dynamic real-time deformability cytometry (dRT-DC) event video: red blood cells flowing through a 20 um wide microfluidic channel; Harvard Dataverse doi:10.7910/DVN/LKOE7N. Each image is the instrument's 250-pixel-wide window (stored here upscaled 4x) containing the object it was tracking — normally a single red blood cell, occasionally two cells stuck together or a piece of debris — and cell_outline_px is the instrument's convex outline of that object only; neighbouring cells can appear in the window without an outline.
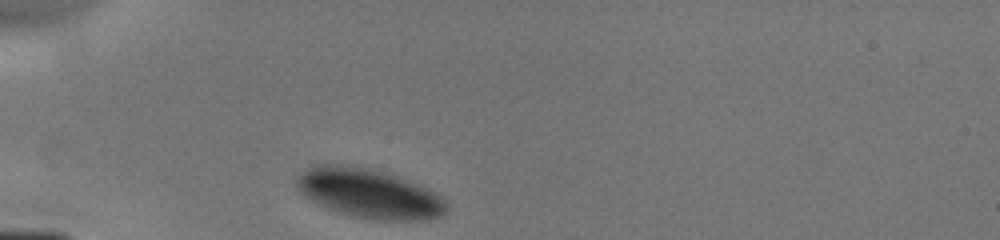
{"species": "human", "species_latin": "Homo sapiens", "temperature_condition": "cold", "stored_images_in_passage": 40, "camera_frame_rate_fps": 3000, "um_per_image_px": 0.085, "donor": {"sex": "male"}, "frame": {"image": 1, "passage_image": 1, "time_ms": 0.0, "image_size_px": [1000, 240], "cell_outline_px": [[448, 212], [440, 216], [420, 220], [376, 220], [352, 216], [336, 212], [304, 196], [300, 192], [296, 184], [296, 176], [308, 168], [316, 164], [352, 164], [384, 172], [420, 184], [436, 192], [448, 204]], "centroid_in_image_um": [31.38, 16.43], "position_along_channel_um": 53.6, "area_um2": 43.35}}
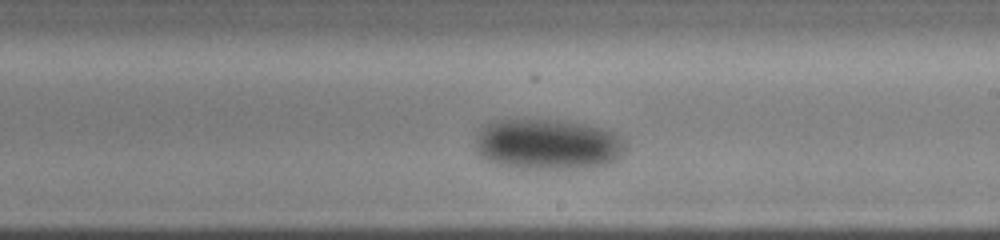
{"frame": {"image": 2, "passage_image": 24, "time_ms": 5.0, "image_size_px": [1000, 240], "cell_outline_px": [[628, 148], [620, 160], [596, 168], [516, 168], [496, 164], [484, 160], [476, 152], [476, 132], [484, 124], [492, 120], [504, 116], [560, 120], [584, 124], [604, 128], [616, 132], [628, 144]], "centroid_in_image_um": [46.55, 12.23], "position_along_channel_um": 242.4, "area_um2": 46.47}}
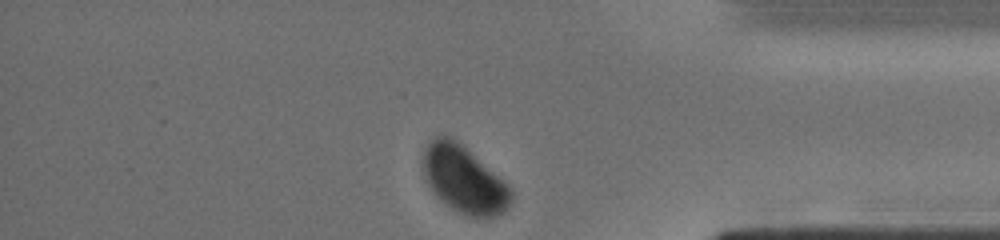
{"frame": {"image": 3, "passage_image": 40, "time_ms": 9.0, "image_size_px": [1000, 240], "cell_outline_px": [[512, 200], [504, 212], [492, 216], [468, 216], [452, 208], [440, 200], [432, 192], [428, 184], [424, 172], [424, 152], [432, 136], [448, 136], [456, 140], [508, 184], [512, 192]], "centroid_in_image_um": [39.43, 15.26], "position_along_channel_um": 395.8, "area_um2": 33.7}}